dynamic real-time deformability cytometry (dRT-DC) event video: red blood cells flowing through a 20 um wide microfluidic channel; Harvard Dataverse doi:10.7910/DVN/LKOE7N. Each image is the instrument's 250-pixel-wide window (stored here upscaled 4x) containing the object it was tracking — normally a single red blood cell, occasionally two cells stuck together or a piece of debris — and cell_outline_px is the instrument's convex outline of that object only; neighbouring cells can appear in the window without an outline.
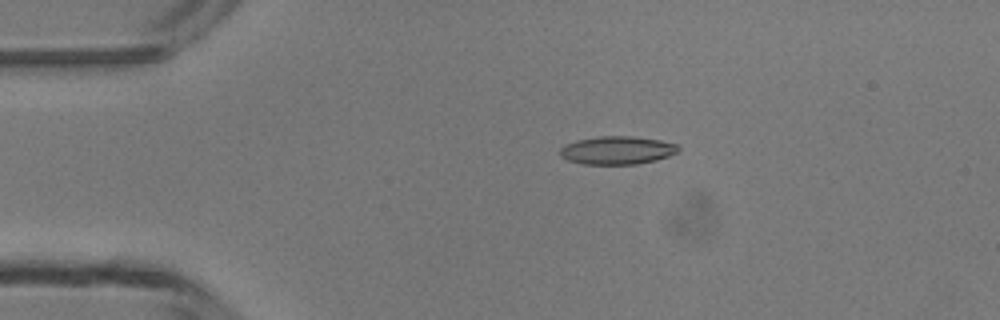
{"species": "common noctule bat (a hibernating species)", "species_latin": "Nyctalus noctula", "temperature_condition": "room temperature", "stored_images_in_passage": 3, "camera_frame_rate_fps": 3000, "um_per_image_px": 0.085, "animal": {"sex": "male", "body_mass_g": 13.3}, "frame": {"image": 1, "passage_image": 2, "time_ms": 2.0, "image_size_px": [1000, 320], "cell_outline_px": [[680, 148], [676, 152], [668, 156], [656, 160], [636, 164], [580, 164], [568, 160], [560, 156], [560, 148], [564, 144], [576, 140], [600, 136], [632, 136], [660, 140], [676, 144]], "centroid_in_image_um": [52.42, 12.77], "position_along_channel_um": 32.6, "area_um2": 19.42}}